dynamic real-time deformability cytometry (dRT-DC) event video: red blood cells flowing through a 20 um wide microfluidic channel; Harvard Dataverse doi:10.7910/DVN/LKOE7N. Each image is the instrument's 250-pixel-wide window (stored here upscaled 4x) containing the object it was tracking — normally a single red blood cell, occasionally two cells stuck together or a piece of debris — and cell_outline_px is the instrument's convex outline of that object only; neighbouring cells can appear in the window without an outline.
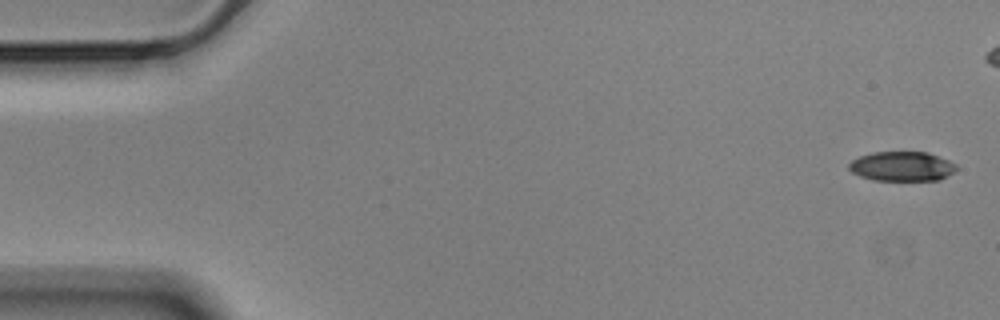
{"species": "Egyptian fruit bat (a non-hibernating species)", "species_latin": "Rousettus aegyptiacus", "temperature_condition": "cold", "stored_images_in_passage": 49, "camera_frame_rate_fps": 3000, "um_per_image_px": 0.085, "animal": {"sex": "male"}, "frame": {"image": 1, "passage_image": 1, "time_ms": 0.0, "image_size_px": [1000, 320], "cell_outline_px": [[956, 168], [948, 176], [940, 180], [872, 180], [860, 176], [852, 172], [848, 168], [848, 164], [852, 160], [860, 156], [872, 152], [928, 152], [948, 160], [956, 164]], "centroid_in_image_um": [76.65, 14.14], "position_along_channel_um": 8.4, "area_um2": 18.5}}
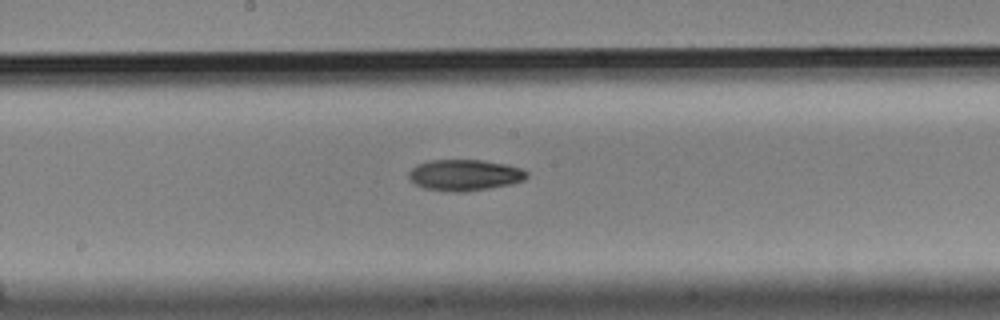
{"frame": {"image": 2, "passage_image": 29, "time_ms": 9.333, "image_size_px": [1000, 320], "cell_outline_px": [[528, 176], [524, 180], [512, 184], [464, 192], [452, 192], [424, 188], [416, 184], [408, 176], [408, 172], [416, 164], [428, 160], [480, 160], [508, 164], [520, 168], [528, 172]], "centroid_in_image_um": [39.5, 14.87], "position_along_channel_um": 208.7, "area_um2": 21.5}}
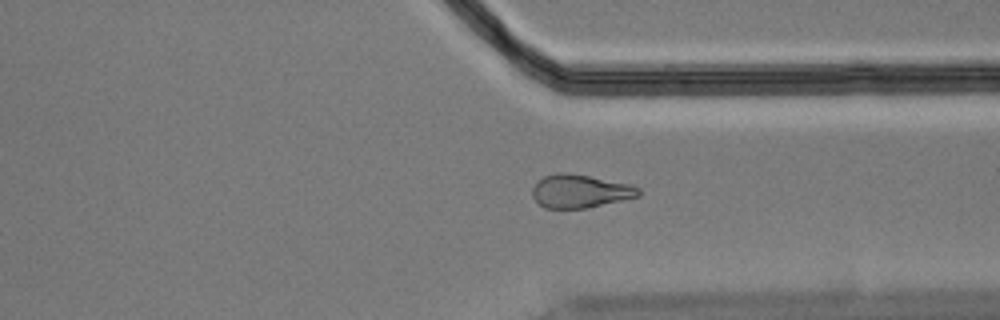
{"frame": {"image": 3, "passage_image": 42, "time_ms": 13.667, "image_size_px": [1000, 320], "cell_outline_px": [[640, 196], [588, 208], [544, 208], [532, 196], [532, 188], [536, 180], [544, 176], [556, 172], [568, 172], [632, 184], [640, 188]], "centroid_in_image_um": [49.3, 16.24], "position_along_channel_um": 362.1, "area_um2": 20.87}}